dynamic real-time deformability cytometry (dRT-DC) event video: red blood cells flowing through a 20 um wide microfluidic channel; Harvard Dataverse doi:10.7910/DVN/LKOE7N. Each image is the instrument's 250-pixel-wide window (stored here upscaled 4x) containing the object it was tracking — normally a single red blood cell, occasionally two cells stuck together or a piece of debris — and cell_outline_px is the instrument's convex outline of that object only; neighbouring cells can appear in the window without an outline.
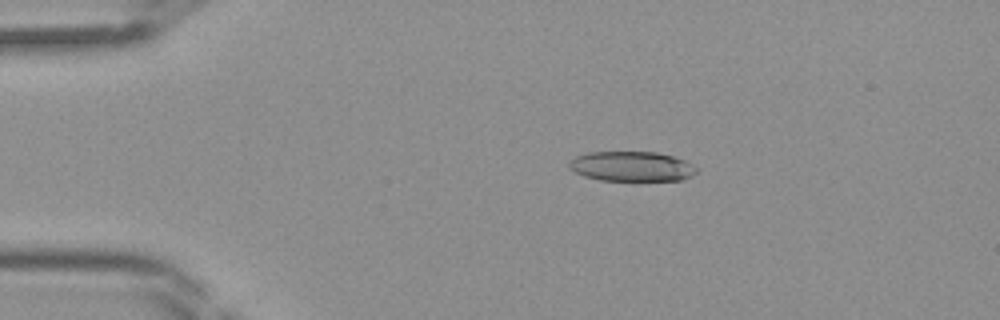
{"species": "Egyptian fruit bat (a non-hibernating species)", "species_latin": "Rousettus aegyptiacus", "temperature_condition": "room temperature", "stored_images_in_passage": 43, "camera_frame_rate_fps": 3000, "um_per_image_px": 0.085, "frame": {"image": 1, "passage_image": 8, "time_ms": 2.333, "image_size_px": [1000, 320], "cell_outline_px": [[696, 172], [692, 176], [680, 180], [600, 180], [584, 176], [568, 168], [568, 160], [576, 156], [588, 152], [656, 152], [672, 156], [684, 160], [692, 164], [696, 168]], "centroid_in_image_um": [53.65, 14.14], "position_along_channel_um": 31.3, "area_um2": 22.14}}
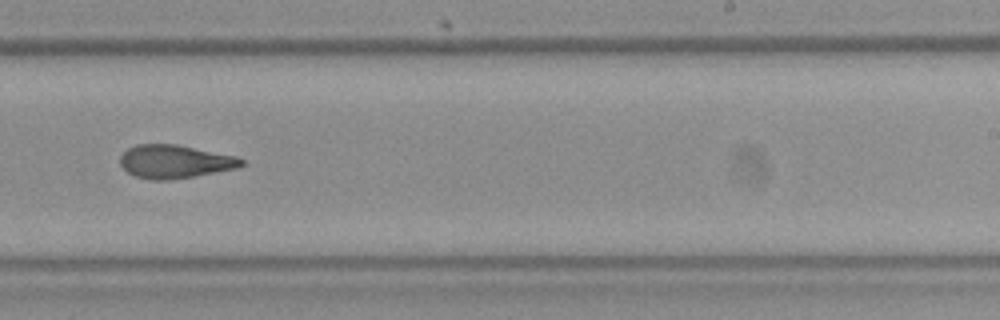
{"frame": {"image": 2, "passage_image": 27, "time_ms": 8.667, "image_size_px": [1000, 320], "cell_outline_px": [[244, 164], [240, 168], [168, 180], [152, 180], [136, 176], [128, 172], [120, 164], [120, 156], [128, 148], [136, 144], [176, 144], [236, 156], [244, 160]], "centroid_in_image_um": [14.87, 13.73], "position_along_channel_um": 274.1, "area_um2": 23.47}}
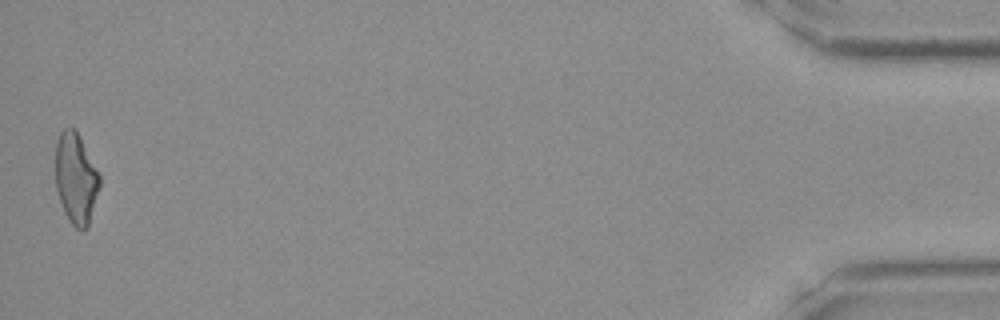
{"frame": {"image": 3, "passage_image": 43, "time_ms": 14.0, "image_size_px": [1000, 320], "cell_outline_px": [[100, 188], [88, 228], [76, 228], [72, 224], [64, 212], [56, 188], [56, 140], [60, 132], [64, 128], [76, 128], [100, 172]], "centroid_in_image_um": [6.48, 15.13], "position_along_channel_um": 428.7, "area_um2": 23.7}}